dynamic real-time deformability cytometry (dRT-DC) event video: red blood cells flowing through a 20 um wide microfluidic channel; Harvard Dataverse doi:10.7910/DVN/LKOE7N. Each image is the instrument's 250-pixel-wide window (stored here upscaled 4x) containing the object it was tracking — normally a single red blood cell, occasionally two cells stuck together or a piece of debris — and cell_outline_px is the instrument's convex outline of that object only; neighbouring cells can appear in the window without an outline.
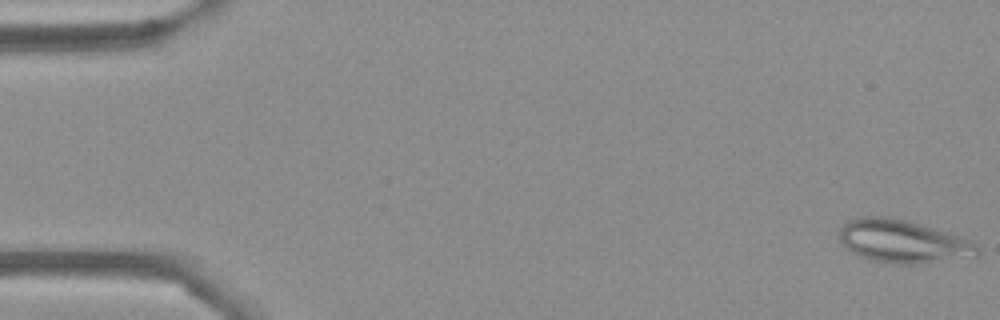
{"species": "Egyptian fruit bat (a non-hibernating species)", "species_latin": "Rousettus aegyptiacus", "temperature_condition": "cold", "stored_images_in_passage": 55, "camera_frame_rate_fps": 3000, "um_per_image_px": 0.085, "frame": {"image": 1, "passage_image": 1, "time_ms": 0.0, "image_size_px": [1000, 320], "cell_outline_px": [[980, 256], [916, 264], [896, 264], [876, 260], [860, 256], [852, 252], [840, 240], [840, 228], [848, 220], [860, 216], [888, 216], [908, 220], [960, 236], [976, 244], [980, 252]], "centroid_in_image_um": [76.77, 20.51], "position_along_channel_um": 8.2, "area_um2": 34.45}}
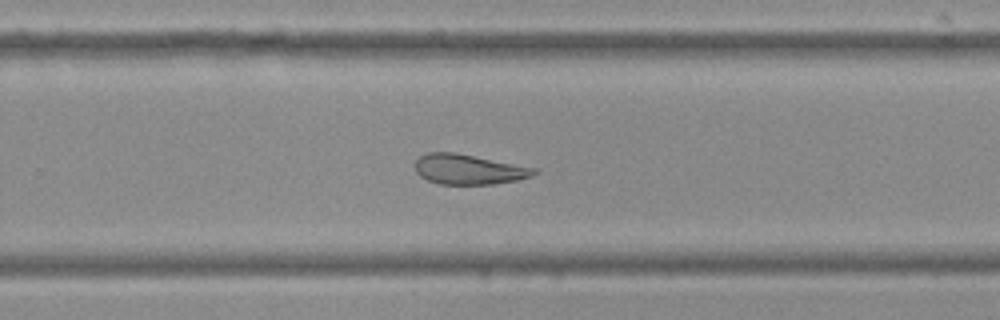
{"frame": {"image": 2, "passage_image": 35, "time_ms": 11.333, "image_size_px": [1000, 320], "cell_outline_px": [[536, 172], [532, 176], [516, 180], [492, 184], [440, 184], [428, 180], [420, 176], [416, 172], [416, 160], [420, 156], [428, 152], [456, 152], [536, 168]], "centroid_in_image_um": [39.81, 14.39], "position_along_channel_um": 290.0, "area_um2": 20.69}}
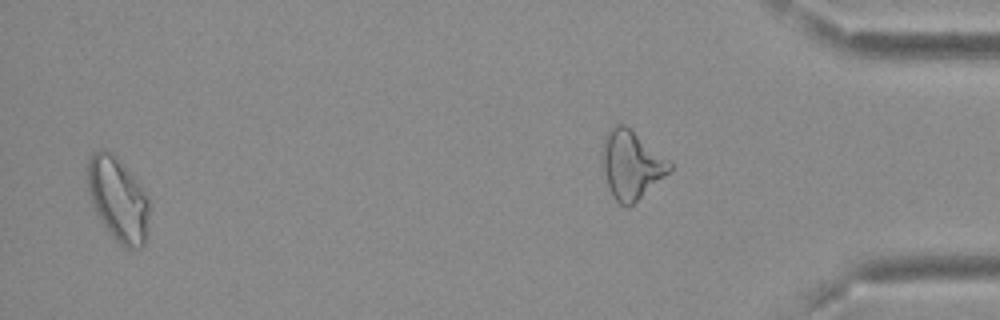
{"frame": {"image": 3, "passage_image": 53, "time_ms": 17.333, "image_size_px": [1000, 320], "cell_outline_px": [[152, 204], [144, 244], [140, 248], [124, 248], [108, 232], [96, 212], [88, 192], [88, 160], [92, 152], [100, 148], [108, 148], [112, 152], [140, 184], [148, 196]], "centroid_in_image_um": [10.06, 16.92], "position_along_channel_um": 425.1, "area_um2": 30.58}, "authors_computed_cell_mechanics": {"area_um2": 25.2008, "velocity_mm_per_s": 3.7115, "shape_relaxation_time_tau1_ms": null, "shape_relaxation_time_tau2_ms": 3.2962, "deformation_change_tau1": null, "deformation_change_tau2": 0.084}}